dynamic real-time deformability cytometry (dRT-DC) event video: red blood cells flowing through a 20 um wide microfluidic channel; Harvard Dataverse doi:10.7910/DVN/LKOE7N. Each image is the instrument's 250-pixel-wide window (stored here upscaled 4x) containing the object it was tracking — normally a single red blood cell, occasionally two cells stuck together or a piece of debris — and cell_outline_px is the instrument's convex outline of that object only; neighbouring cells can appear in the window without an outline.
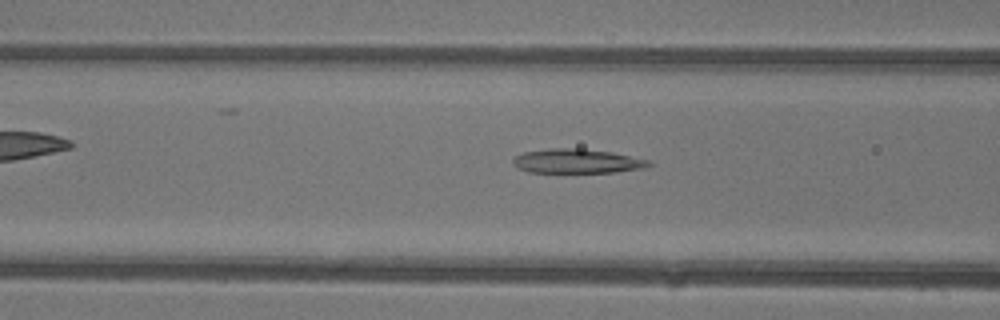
{"species": "common noctule bat (a hibernating species)", "species_latin": "Nyctalus noctula", "temperature_condition": "warm", "stored_images_in_passage": 37, "camera_frame_rate_fps": 3000, "um_per_image_px": 0.085, "animal": {"sex": "female"}, "frame": {"image": 1, "passage_image": 12, "time_ms": 3.667, "image_size_px": [1000, 320], "cell_outline_px": [[652, 164], [644, 168], [616, 172], [528, 172], [516, 168], [512, 164], [512, 160], [516, 156], [524, 152], [552, 148], [580, 148], [612, 152], [648, 160]], "centroid_in_image_um": [49.01, 13.7], "position_along_channel_um": 117.6, "area_um2": 19.19}}
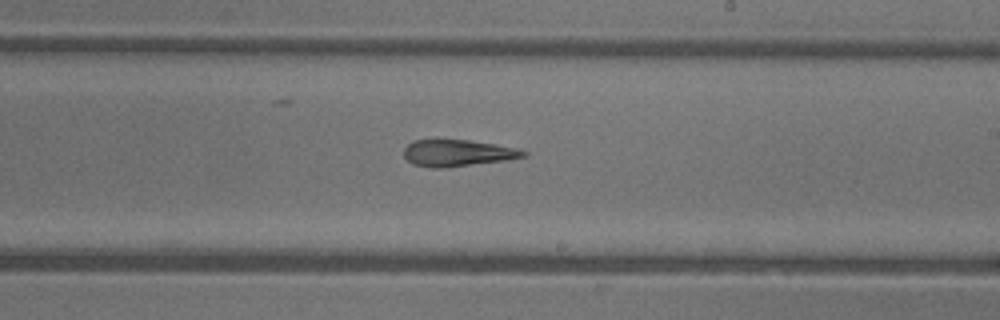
{"frame": {"image": 2, "passage_image": 21, "time_ms": 6.667, "image_size_px": [1000, 320], "cell_outline_px": [[528, 152], [524, 156], [508, 160], [448, 168], [432, 168], [412, 164], [404, 156], [404, 148], [412, 140], [436, 136], [468, 140], [496, 144], [520, 148]], "centroid_in_image_um": [38.85, 12.96], "position_along_channel_um": 250.2, "area_um2": 19.59}}
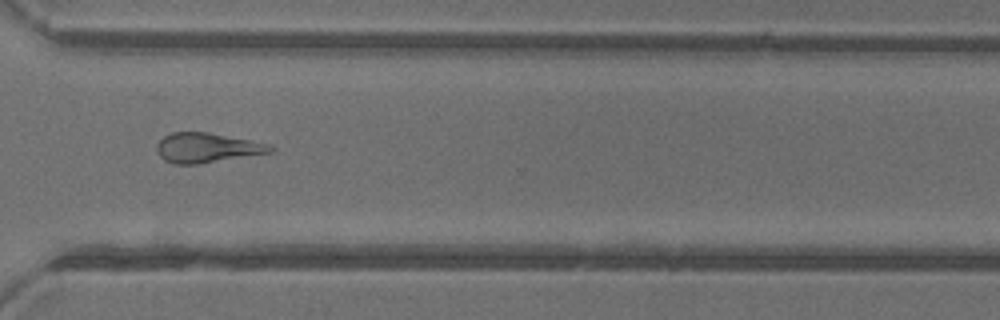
{"frame": {"image": 3, "passage_image": 28, "time_ms": 9.0, "image_size_px": [1000, 320], "cell_outline_px": [[276, 148], [272, 152], [200, 164], [172, 164], [164, 160], [156, 152], [156, 144], [164, 136], [172, 132], [208, 132], [252, 140], [272, 144]], "centroid_in_image_um": [17.6, 12.56], "position_along_channel_um": 353.0, "area_um2": 19.94}, "authors_computed_cell_mechanics": {"area_um2": 19.941, "velocity_mm_per_s": 4.4127, "shape_relaxation_time_tau1_ms": null, "shape_relaxation_time_tau2_ms": 4.2538, "deformation_change_tau1": null, "deformation_change_tau2": 0.1698}}